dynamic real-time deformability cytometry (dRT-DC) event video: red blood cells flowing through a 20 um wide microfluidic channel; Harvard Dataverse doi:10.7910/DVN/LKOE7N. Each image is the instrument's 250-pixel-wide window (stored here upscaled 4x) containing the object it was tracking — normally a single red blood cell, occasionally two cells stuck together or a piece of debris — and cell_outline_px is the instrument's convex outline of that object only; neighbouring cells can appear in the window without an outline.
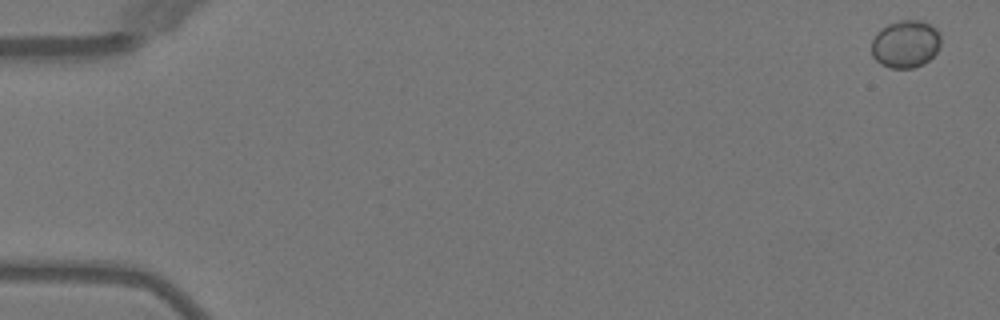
{"species": "Egyptian fruit bat (a non-hibernating species)", "species_latin": "Rousettus aegyptiacus", "temperature_condition": "warm", "stored_images_in_passage": 4, "camera_frame_rate_fps": 3000, "um_per_image_px": 0.085, "animal": {"sex": "female"}, "frame": {"image": 1, "passage_image": 1, "time_ms": 0.0, "image_size_px": [1000, 320], "cell_outline_px": [[940, 48], [924, 64], [912, 68], [888, 68], [880, 64], [872, 56], [872, 40], [876, 32], [880, 28], [888, 24], [900, 20], [924, 20], [936, 28], [940, 36]], "centroid_in_image_um": [76.96, 3.73], "position_along_channel_um": 8.0, "area_um2": 19.48}}
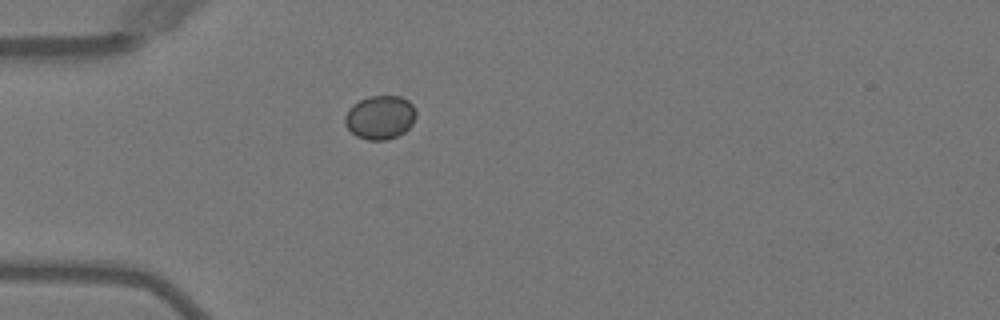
{"frame": {"image": 2, "passage_image": 4, "time_ms": 4.667, "image_size_px": [1000, 320], "cell_outline_px": [[416, 116], [412, 124], [404, 132], [388, 140], [368, 140], [356, 136], [344, 124], [344, 116], [360, 100], [368, 96], [400, 96], [408, 100], [416, 108]], "centroid_in_image_um": [32.34, 9.98], "position_along_channel_um": 52.7, "area_um2": 18.03}}